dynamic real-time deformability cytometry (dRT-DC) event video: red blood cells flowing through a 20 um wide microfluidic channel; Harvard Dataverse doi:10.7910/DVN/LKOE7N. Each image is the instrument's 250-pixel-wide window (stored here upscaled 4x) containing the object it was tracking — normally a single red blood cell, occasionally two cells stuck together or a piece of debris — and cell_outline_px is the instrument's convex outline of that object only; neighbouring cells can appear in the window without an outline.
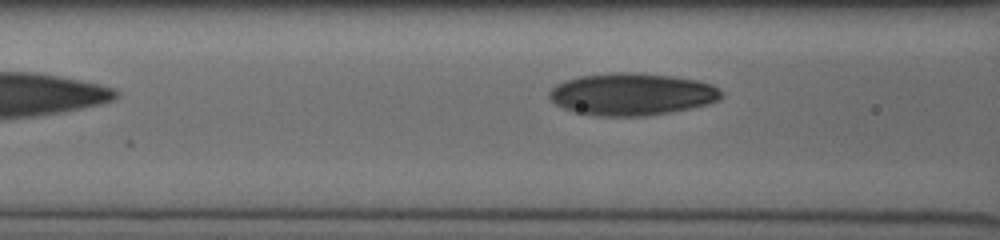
{"species": "human", "species_latin": "Homo sapiens", "temperature_condition": "cold", "stored_images_in_passage": 6, "segment_of_instrument_passage": [2, 2], "camera_frame_rate_fps": 3000, "um_per_image_px": 0.085, "donor": {"sex": "male"}, "frame": {"image": 1, "passage_image": 6, "time_ms": 1.667, "image_size_px": [1000, 240], "cell_outline_px": [[720, 100], [708, 104], [668, 112], [644, 116], [600, 116], [576, 112], [564, 108], [556, 104], [548, 96], [548, 92], [556, 84], [564, 80], [580, 76], [612, 72], [640, 72], [672, 76], [696, 80], [712, 84], [720, 88]], "centroid_in_image_um": [53.69, 7.99], "position_along_channel_um": 112.9, "area_um2": 42.31}}